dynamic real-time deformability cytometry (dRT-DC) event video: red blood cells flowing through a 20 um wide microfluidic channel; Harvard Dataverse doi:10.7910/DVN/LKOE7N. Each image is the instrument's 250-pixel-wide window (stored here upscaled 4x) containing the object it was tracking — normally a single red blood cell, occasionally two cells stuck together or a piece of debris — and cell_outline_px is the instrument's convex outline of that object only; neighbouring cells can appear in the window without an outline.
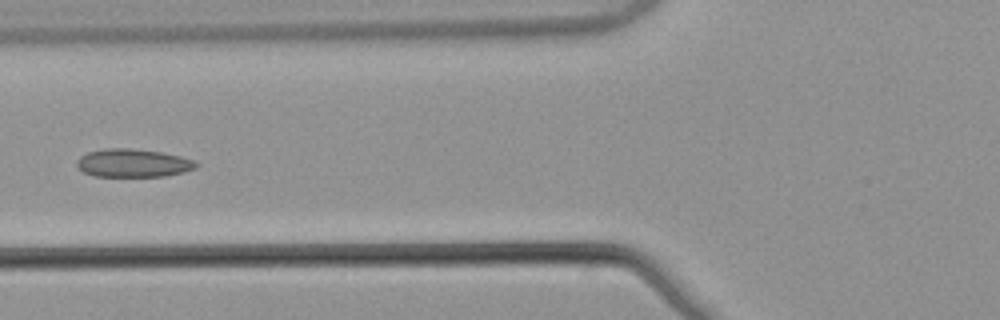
{"species": "common noctule bat (a hibernating species)", "species_latin": "Nyctalus noctula", "temperature_condition": "warm", "stored_images_in_passage": 7, "camera_frame_rate_fps": 3000, "um_per_image_px": 0.085, "animal": {"sex": "male", "body_mass_g": 21.5, "forearm_length_mm": 52.0}, "frame": {"image": 1, "passage_image": 6, "time_ms": 1.667, "image_size_px": [1000, 320], "cell_outline_px": [[200, 164], [196, 168], [184, 172], [164, 176], [96, 176], [84, 172], [76, 164], [76, 160], [80, 156], [88, 152], [108, 148], [128, 148], [160, 152], [180, 156], [196, 160]], "centroid_in_image_um": [11.35, 13.86], "position_along_channel_um": 114.5, "area_um2": 19.54}}
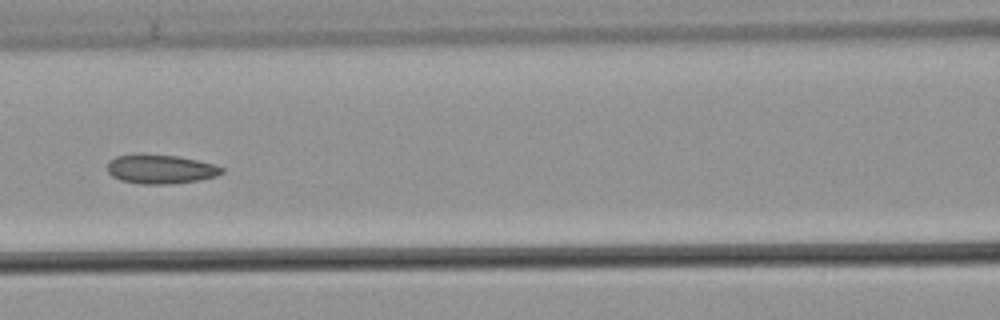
{"frame": {"image": 2, "passage_image": 7, "time_ms": 2.0, "image_size_px": [1000, 320], "cell_outline_px": [[224, 172], [216, 176], [200, 180], [172, 184], [140, 184], [120, 180], [112, 176], [108, 172], [108, 160], [116, 156], [140, 152], [176, 156], [216, 164], [224, 168]], "centroid_in_image_um": [13.63, 14.36], "position_along_channel_um": 153.0, "area_um2": 19.88}}